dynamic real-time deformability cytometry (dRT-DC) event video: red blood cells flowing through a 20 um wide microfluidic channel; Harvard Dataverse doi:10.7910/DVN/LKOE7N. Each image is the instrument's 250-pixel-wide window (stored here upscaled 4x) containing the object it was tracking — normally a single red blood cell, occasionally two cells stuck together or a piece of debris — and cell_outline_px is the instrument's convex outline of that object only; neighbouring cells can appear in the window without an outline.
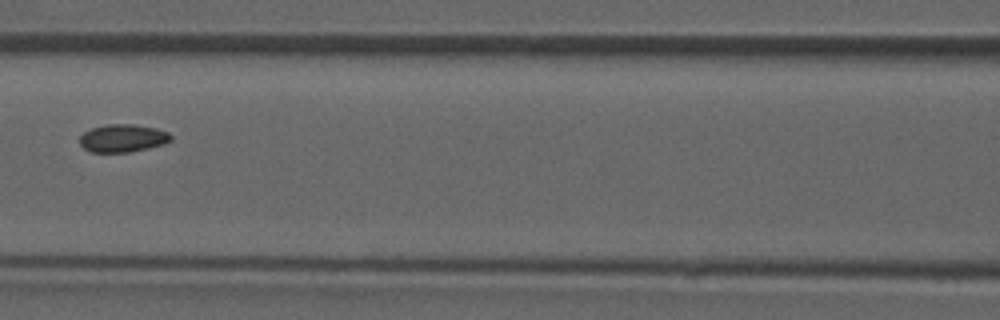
{"species": "common noctule bat (a hibernating species)", "species_latin": "Nyctalus noctula", "temperature_condition": "room temperature", "stored_images_in_passage": 7, "camera_frame_rate_fps": 3000, "um_per_image_px": 0.085, "animal": {"sex": "male", "forearm_length_mm": 52.5}, "frame": {"image": 1, "passage_image": 6, "time_ms": 6.667, "image_size_px": [1000, 320], "cell_outline_px": [[172, 140], [164, 144], [148, 148], [128, 152], [92, 152], [84, 148], [80, 144], [80, 136], [84, 132], [92, 128], [108, 124], [132, 124], [156, 128], [168, 132], [172, 136]], "centroid_in_image_um": [10.45, 11.74], "position_along_channel_um": 156.1, "area_um2": 14.74}}